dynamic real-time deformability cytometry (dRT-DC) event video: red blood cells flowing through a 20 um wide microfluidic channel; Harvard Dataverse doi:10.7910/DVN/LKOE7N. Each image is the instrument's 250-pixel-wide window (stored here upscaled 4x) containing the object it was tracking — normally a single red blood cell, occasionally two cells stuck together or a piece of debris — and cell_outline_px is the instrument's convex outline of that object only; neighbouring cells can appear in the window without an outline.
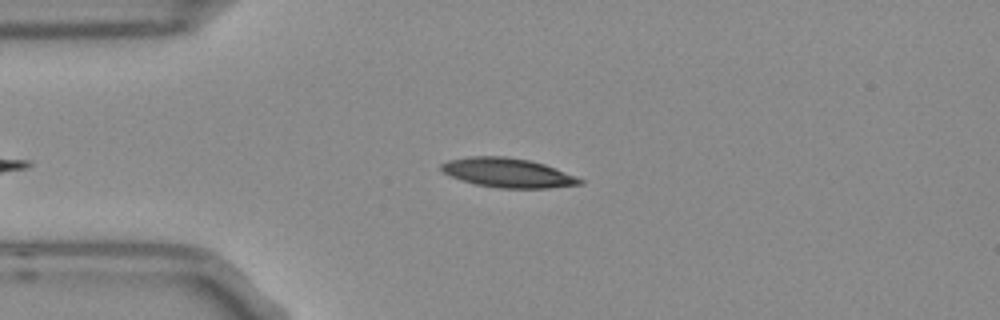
{"species": "Egyptian fruit bat (a non-hibernating species)", "species_latin": "Rousettus aegyptiacus", "temperature_condition": "room temperature", "stored_images_in_passage": 42, "camera_frame_rate_fps": 3000, "um_per_image_px": 0.085, "frame": {"image": 1, "passage_image": 5, "time_ms": 1.333, "image_size_px": [1000, 320], "cell_outline_px": [[584, 184], [548, 188], [500, 188], [476, 184], [448, 176], [440, 168], [440, 164], [448, 160], [468, 156], [508, 156], [528, 160], [544, 164], [576, 176], [584, 180]], "centroid_in_image_um": [43.15, 14.68], "position_along_channel_um": 41.8, "area_um2": 23.76}}
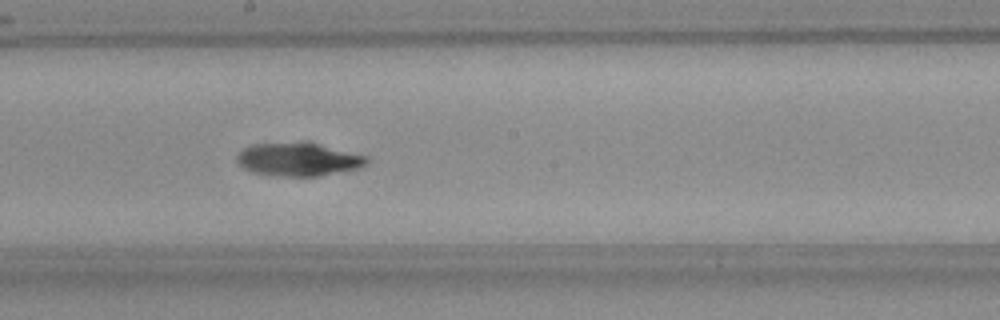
{"frame": {"image": 2, "passage_image": 21, "time_ms": 6.667, "image_size_px": [1000, 320], "cell_outline_px": [[368, 164], [360, 168], [312, 176], [280, 176], [252, 172], [244, 168], [236, 160], [236, 156], [244, 148], [252, 144], [312, 144], [368, 156]], "centroid_in_image_um": [25.33, 13.58], "position_along_channel_um": 222.9, "area_um2": 24.1}}
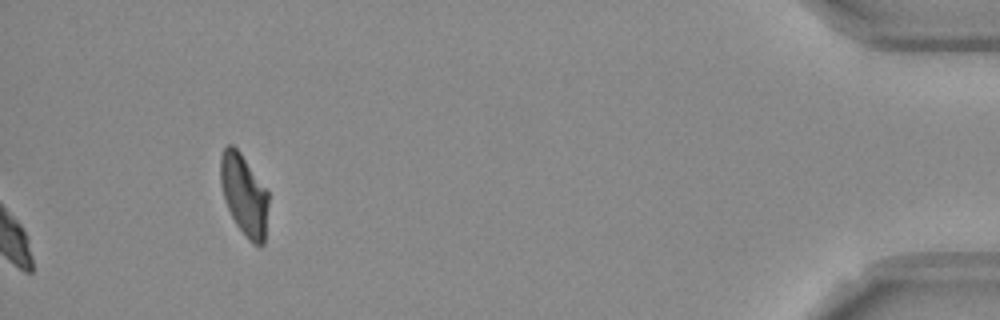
{"frame": {"image": 3, "passage_image": 42, "time_ms": 13.667, "image_size_px": [1000, 320], "cell_outline_px": [[268, 204], [264, 244], [260, 248], [252, 244], [248, 240], [236, 224], [224, 200], [220, 184], [220, 156], [224, 148], [228, 144], [232, 144], [240, 152], [268, 192]], "centroid_in_image_um": [20.74, 16.59], "position_along_channel_um": 414.5, "area_um2": 22.72}, "authors_computed_cell_mechanics": {"area_um2": 23.7269, "velocity_mm_per_s": 3.7577, "shape_relaxation_time_tau1_ms": null, "shape_relaxation_time_tau2_ms": 4.3509, "deformation_change_tau1": null, "deformation_change_tau2": 0.1087}}